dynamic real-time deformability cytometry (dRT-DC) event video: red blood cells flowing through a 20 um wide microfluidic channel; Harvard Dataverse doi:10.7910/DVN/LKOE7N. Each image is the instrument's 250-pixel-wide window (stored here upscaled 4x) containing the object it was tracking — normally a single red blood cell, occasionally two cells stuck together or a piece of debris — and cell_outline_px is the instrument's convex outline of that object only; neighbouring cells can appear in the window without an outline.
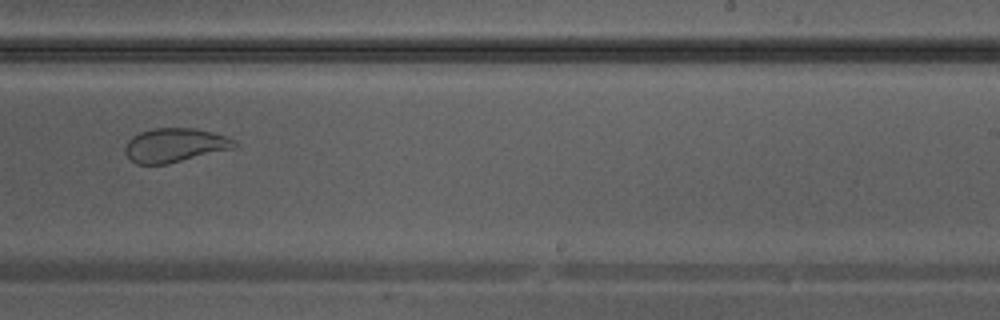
{"species": "Egyptian fruit bat (a non-hibernating species)", "species_latin": "Rousettus aegyptiacus", "temperature_condition": "warm", "stored_images_in_passage": 24, "camera_frame_rate_fps": 3000, "um_per_image_px": 0.085, "animal": {"sex": "male"}, "frame": {"image": 1, "passage_image": 14, "time_ms": 4.333, "image_size_px": [1000, 320], "cell_outline_px": [[236, 148], [168, 164], [136, 164], [124, 152], [124, 148], [128, 140], [132, 136], [140, 132], [152, 128], [196, 128], [212, 132], [236, 140]], "centroid_in_image_um": [14.86, 12.34], "position_along_channel_um": 274.1, "area_um2": 21.79}}